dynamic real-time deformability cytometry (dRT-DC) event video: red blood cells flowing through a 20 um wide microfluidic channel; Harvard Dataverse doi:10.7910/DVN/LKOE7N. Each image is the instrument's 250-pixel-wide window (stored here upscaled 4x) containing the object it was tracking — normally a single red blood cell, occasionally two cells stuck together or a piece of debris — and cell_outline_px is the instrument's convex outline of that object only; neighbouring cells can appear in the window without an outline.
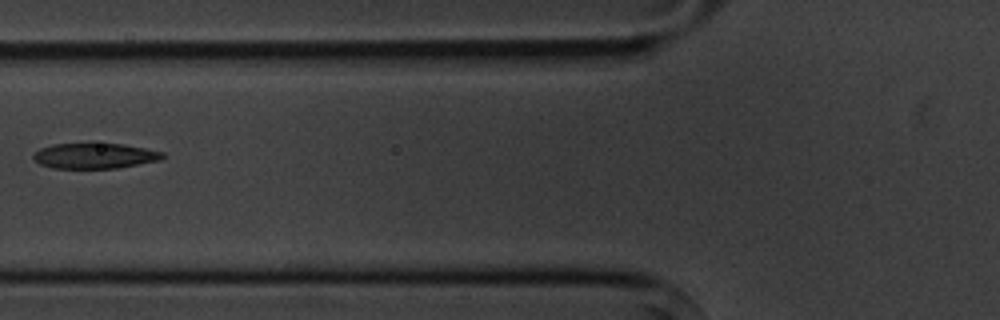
{"species": "common noctule bat (a hibernating species)", "species_latin": "Nyctalus noctula", "temperature_condition": "cold", "stored_images_in_passage": 5, "camera_frame_rate_fps": 3000, "um_per_image_px": 0.085, "animal": {"sex": "male", "body_mass_g": 20.1, "forearm_length_mm": 53.5}, "frame": {"image": 1, "passage_image": 2, "time_ms": 1.333, "image_size_px": [1000, 320], "cell_outline_px": [[164, 156], [160, 160], [116, 168], [52, 168], [40, 164], [32, 156], [40, 148], [52, 144], [92, 140], [124, 144], [164, 152]], "centroid_in_image_um": [8.02, 13.19], "position_along_channel_um": 117.8, "area_um2": 19.94}}
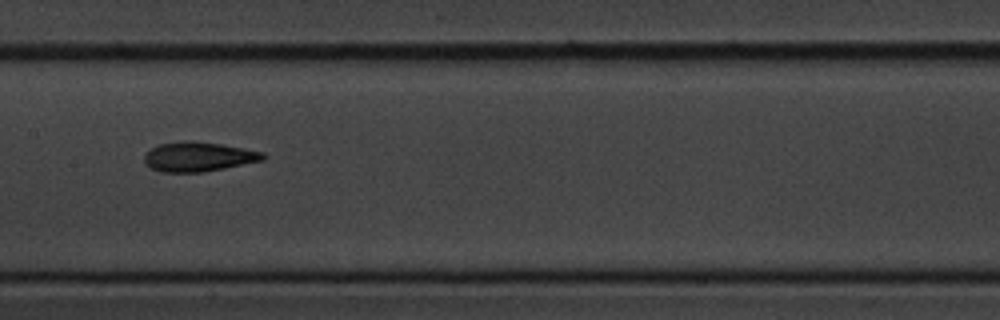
{"frame": {"image": 2, "passage_image": 4, "time_ms": 3.333, "image_size_px": [1000, 320], "cell_outline_px": [[264, 160], [204, 172], [160, 172], [144, 164], [144, 156], [152, 148], [160, 144], [184, 140], [192, 140], [220, 144], [244, 148], [264, 152]], "centroid_in_image_um": [16.85, 13.32], "position_along_channel_um": 190.5, "area_um2": 20.4}}
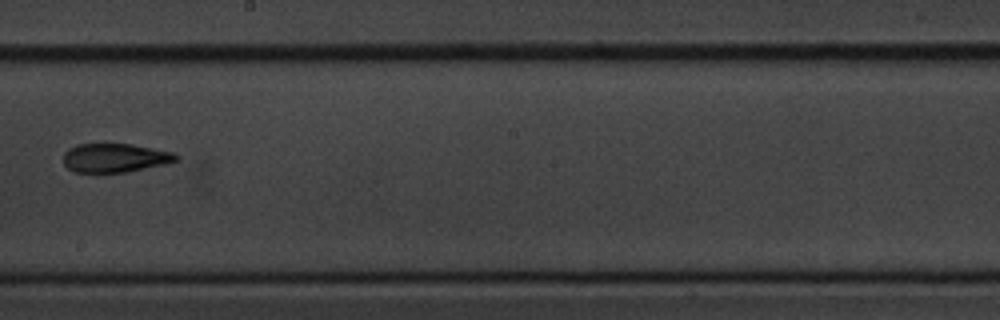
{"frame": {"image": 3, "passage_image": 5, "time_ms": 4.667, "image_size_px": [1000, 320], "cell_outline_px": [[180, 156], [176, 160], [164, 164], [128, 172], [72, 172], [64, 164], [64, 152], [68, 148], [76, 144], [104, 140], [132, 144], [172, 152]], "centroid_in_image_um": [9.7, 13.36], "position_along_channel_um": 238.5, "area_um2": 19.71}}